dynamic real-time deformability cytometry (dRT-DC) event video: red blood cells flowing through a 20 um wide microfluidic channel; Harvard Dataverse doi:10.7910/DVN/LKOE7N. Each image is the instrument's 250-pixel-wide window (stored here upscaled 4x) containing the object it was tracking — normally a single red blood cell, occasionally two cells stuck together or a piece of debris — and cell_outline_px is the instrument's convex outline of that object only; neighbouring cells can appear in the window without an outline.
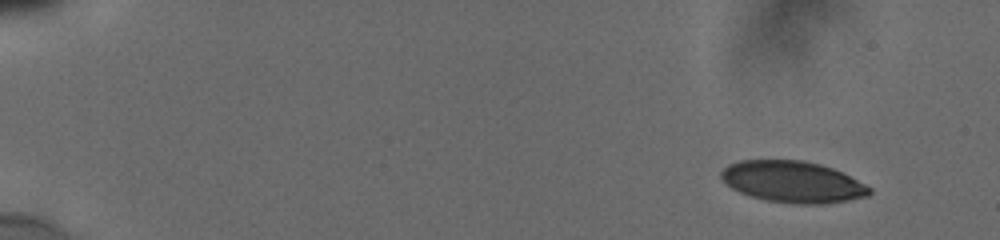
{"species": "human", "species_latin": "Homo sapiens", "temperature_condition": "cold", "stored_images_in_passage": 7, "camera_frame_rate_fps": 3000, "um_per_image_px": 0.085, "donor": {"sex": "male"}, "frame": {"image": 1, "passage_image": 1, "time_ms": 0.0, "image_size_px": [1000, 240], "cell_outline_px": [[872, 192], [868, 196], [824, 204], [796, 204], [764, 200], [740, 192], [732, 188], [720, 176], [720, 172], [728, 164], [740, 160], [800, 160], [820, 164], [832, 168], [872, 188]], "centroid_in_image_um": [67.36, 15.46], "position_along_channel_um": 17.6, "area_um2": 35.55}}
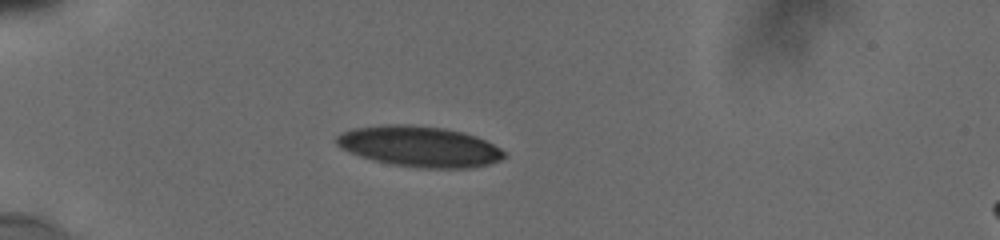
{"frame": {"image": 2, "passage_image": 5, "time_ms": 4.0, "image_size_px": [1000, 240], "cell_outline_px": [[508, 156], [500, 160], [488, 164], [472, 168], [420, 168], [392, 164], [372, 160], [348, 152], [340, 148], [336, 144], [336, 136], [340, 132], [352, 128], [384, 124], [408, 124], [444, 128], [476, 136], [500, 148]], "centroid_in_image_um": [35.61, 12.45], "position_along_channel_um": 49.4, "area_um2": 39.94}}